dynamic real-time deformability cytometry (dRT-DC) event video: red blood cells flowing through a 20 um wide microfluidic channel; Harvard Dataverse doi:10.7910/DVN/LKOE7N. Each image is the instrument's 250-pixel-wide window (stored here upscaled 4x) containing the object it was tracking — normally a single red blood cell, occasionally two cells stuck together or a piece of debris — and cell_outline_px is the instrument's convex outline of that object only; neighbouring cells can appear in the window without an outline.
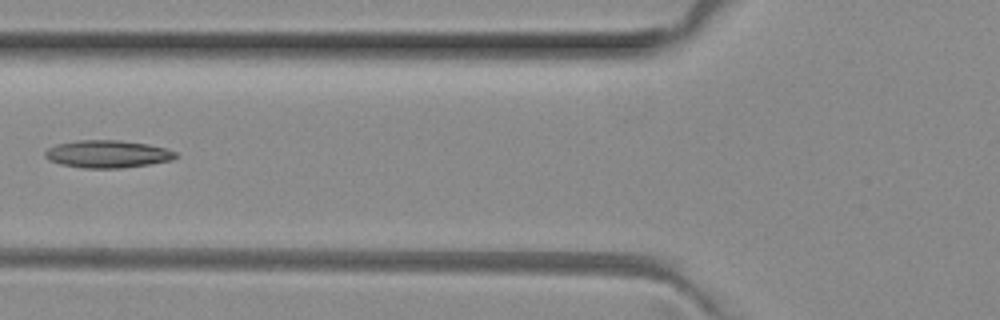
{"species": "common noctule bat (a hibernating species)", "species_latin": "Nyctalus noctula", "temperature_condition": "room temperature", "stored_images_in_passage": 6, "camera_frame_rate_fps": 3000, "um_per_image_px": 0.085, "animal": {"sex": "female", "body_mass_g": 29.2, "forearm_length_mm": 56.3}, "frame": {"image": 1, "passage_image": 6, "time_ms": 1.667, "image_size_px": [1000, 320], "cell_outline_px": [[180, 156], [172, 160], [148, 164], [120, 168], [80, 168], [60, 164], [48, 160], [44, 156], [44, 152], [48, 148], [56, 144], [80, 140], [120, 140], [148, 144], [168, 148], [176, 152]], "centroid_in_image_um": [9.15, 13.09], "position_along_channel_um": 116.7, "area_um2": 21.15}}